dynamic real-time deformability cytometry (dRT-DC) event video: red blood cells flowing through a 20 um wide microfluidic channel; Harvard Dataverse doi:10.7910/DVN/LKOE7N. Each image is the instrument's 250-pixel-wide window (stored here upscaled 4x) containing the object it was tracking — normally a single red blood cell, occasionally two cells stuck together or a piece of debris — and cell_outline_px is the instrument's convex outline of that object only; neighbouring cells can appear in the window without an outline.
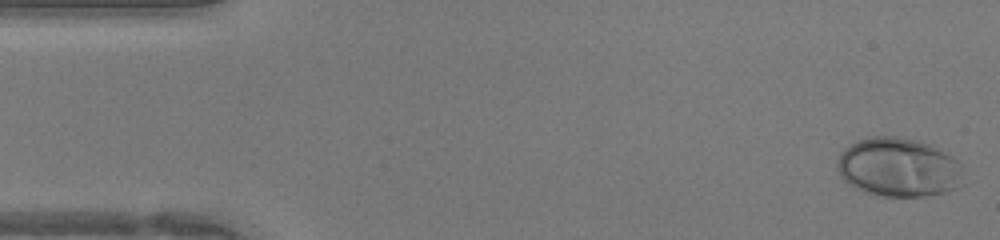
{"species": "human", "species_latin": "Homo sapiens", "temperature_condition": "warm", "stored_images_in_passage": 44, "camera_frame_rate_fps": 3000, "um_per_image_px": 0.085, "donor": {"sex": "female"}, "frame": {"image": 1, "passage_image": 1, "time_ms": 0.0, "image_size_px": [1000, 240], "cell_outline_px": [[964, 184], [960, 188], [944, 192], [924, 196], [884, 196], [864, 192], [848, 184], [840, 176], [836, 168], [836, 160], [840, 152], [848, 144], [856, 140], [872, 136], [896, 136], [920, 140], [932, 144], [952, 156], [960, 164]], "centroid_in_image_um": [76.36, 14.21], "position_along_channel_um": 8.6, "area_um2": 44.16}}
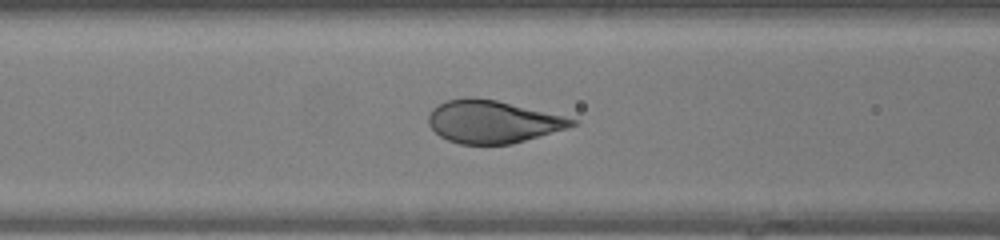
{"frame": {"image": 2, "passage_image": 17, "time_ms": 5.333, "image_size_px": [1000, 240], "cell_outline_px": [[580, 124], [568, 128], [512, 144], [460, 144], [448, 140], [440, 136], [428, 124], [428, 116], [432, 108], [448, 100], [468, 96], [472, 96], [496, 100], [564, 116], [580, 120]], "centroid_in_image_um": [41.89, 10.34], "position_along_channel_um": 124.7, "area_um2": 35.72}}
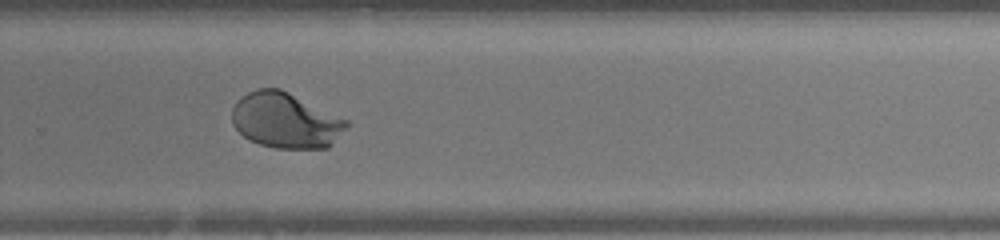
{"frame": {"image": 3, "passage_image": 29, "time_ms": 9.333, "image_size_px": [1000, 240], "cell_outline_px": [[348, 124], [332, 144], [328, 148], [276, 148], [260, 144], [248, 140], [232, 124], [232, 108], [236, 100], [240, 96], [256, 88], [280, 88], [348, 120]], "centroid_in_image_um": [24.23, 10.23], "position_along_channel_um": 305.6, "area_um2": 36.93}}